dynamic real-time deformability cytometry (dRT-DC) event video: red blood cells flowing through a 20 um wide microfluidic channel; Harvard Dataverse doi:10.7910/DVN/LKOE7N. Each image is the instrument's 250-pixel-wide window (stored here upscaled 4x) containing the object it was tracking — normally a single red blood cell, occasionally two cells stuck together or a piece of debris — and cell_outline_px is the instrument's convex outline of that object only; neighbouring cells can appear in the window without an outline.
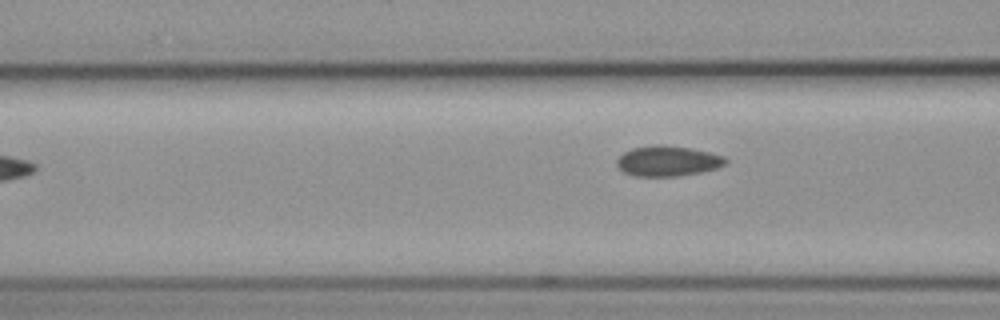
{"species": "common noctule bat (a hibernating species)", "species_latin": "Nyctalus noctula", "temperature_condition": "cold", "stored_images_in_passage": 5, "camera_frame_rate_fps": 3000, "um_per_image_px": 0.085, "animal": {"sex": "female", "body_mass_g": 19.3, "forearm_length_mm": 54.1}, "frame": {"image": 1, "passage_image": 5, "time_ms": 5.0, "image_size_px": [1000, 320], "cell_outline_px": [[728, 164], [716, 168], [700, 172], [676, 176], [636, 176], [624, 172], [616, 164], [616, 160], [624, 152], [632, 148], [656, 144], [660, 144], [688, 148], [708, 152], [724, 156], [728, 160]], "centroid_in_image_um": [56.76, 13.68], "position_along_channel_um": 109.8, "area_um2": 19.13}}